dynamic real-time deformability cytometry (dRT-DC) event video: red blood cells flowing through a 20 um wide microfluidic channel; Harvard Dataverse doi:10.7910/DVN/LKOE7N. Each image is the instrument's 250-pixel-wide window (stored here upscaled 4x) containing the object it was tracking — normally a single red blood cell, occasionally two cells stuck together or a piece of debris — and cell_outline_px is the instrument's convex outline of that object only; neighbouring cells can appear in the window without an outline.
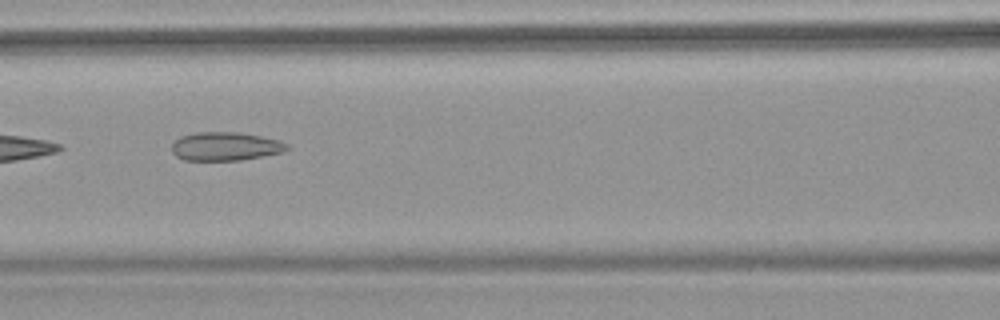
{"species": "common noctule bat (a hibernating species)", "species_latin": "Nyctalus noctula", "temperature_condition": "warm", "stored_images_in_passage": 6, "camera_frame_rate_fps": 3000, "um_per_image_px": 0.085, "animal": {"sex": "female", "body_mass_g": 18.4}, "frame": {"image": 1, "passage_image": 5, "time_ms": 4.667, "image_size_px": [1000, 320], "cell_outline_px": [[292, 148], [284, 152], [240, 160], [184, 160], [176, 156], [172, 152], [172, 144], [180, 136], [196, 132], [236, 132], [260, 136], [280, 140], [288, 144]], "centroid_in_image_um": [19.18, 12.44], "position_along_channel_um": 147.4, "area_um2": 19.25}}
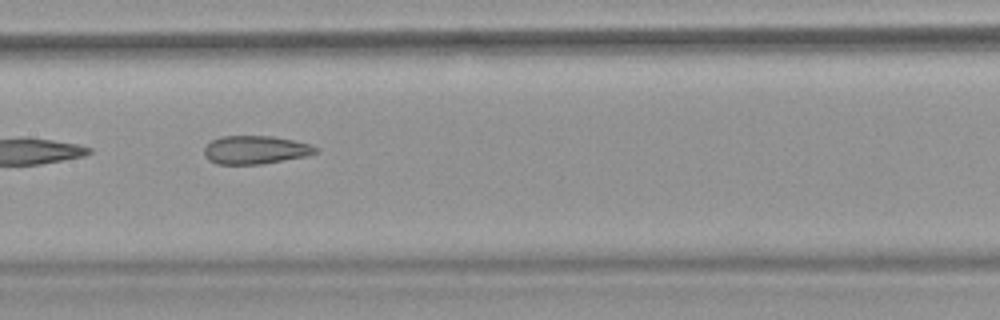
{"frame": {"image": 2, "passage_image": 6, "time_ms": 5.667, "image_size_px": [1000, 320], "cell_outline_px": [[320, 148], [316, 152], [308, 156], [260, 164], [216, 164], [208, 160], [204, 156], [204, 148], [212, 140], [220, 136], [272, 136], [312, 144]], "centroid_in_image_um": [21.72, 12.74], "position_along_channel_um": 185.7, "area_um2": 18.5}}